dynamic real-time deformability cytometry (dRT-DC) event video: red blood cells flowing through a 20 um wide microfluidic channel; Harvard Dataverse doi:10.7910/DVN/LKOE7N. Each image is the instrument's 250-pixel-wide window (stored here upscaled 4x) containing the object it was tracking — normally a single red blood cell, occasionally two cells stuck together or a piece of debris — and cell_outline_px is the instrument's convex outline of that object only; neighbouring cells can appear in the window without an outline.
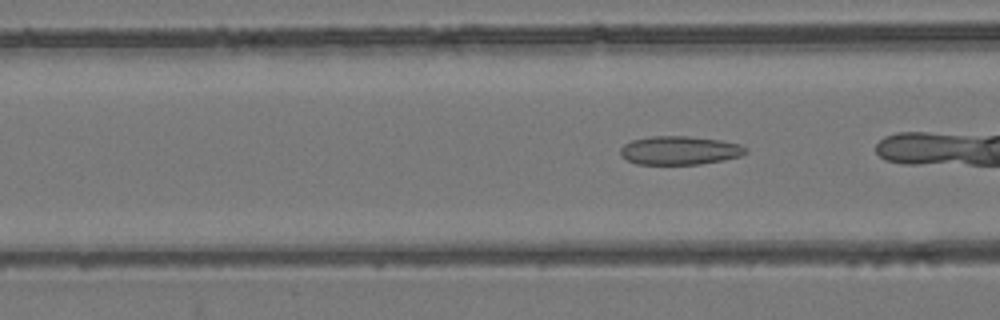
{"species": "common noctule bat (a hibernating species)", "species_latin": "Nyctalus noctula", "temperature_condition": "room temperature", "stored_images_in_passage": 4, "camera_frame_rate_fps": 3000, "um_per_image_px": 0.085, "animal": {"sex": "female", "body_mass_g": 24.6, "forearm_length_mm": 56.2}, "frame": {"image": 1, "passage_image": 4, "time_ms": 4.0, "image_size_px": [1000, 320], "cell_outline_px": [[748, 152], [740, 156], [724, 160], [700, 164], [636, 164], [620, 156], [620, 148], [624, 144], [632, 140], [652, 136], [688, 136], [720, 140], [740, 144], [748, 148]], "centroid_in_image_um": [57.78, 12.78], "position_along_channel_um": 108.8, "area_um2": 20.98}}